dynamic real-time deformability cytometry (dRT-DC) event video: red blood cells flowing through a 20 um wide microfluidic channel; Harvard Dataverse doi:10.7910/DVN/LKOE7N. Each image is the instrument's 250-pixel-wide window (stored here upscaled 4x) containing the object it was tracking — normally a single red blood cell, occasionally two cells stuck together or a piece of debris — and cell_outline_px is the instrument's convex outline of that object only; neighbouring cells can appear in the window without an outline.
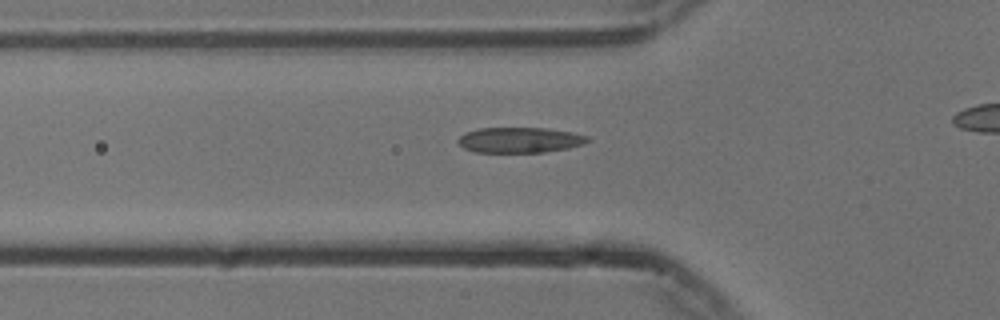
{"species": "common noctule bat (a hibernating species)", "species_latin": "Nyctalus noctula", "temperature_condition": "cold", "stored_images_in_passage": 40, "camera_frame_rate_fps": 3000, "um_per_image_px": 0.085, "animal": {"sex": "male", "body_mass_g": 13.3}, "frame": {"image": 1, "passage_image": 14, "time_ms": 4.333, "image_size_px": [1000, 320], "cell_outline_px": [[588, 140], [584, 144], [568, 148], [544, 152], [476, 152], [464, 148], [456, 140], [464, 132], [480, 128], [548, 128], [572, 132], [588, 136]], "centroid_in_image_um": [44.17, 11.89], "position_along_channel_um": 81.6, "area_um2": 19.19}}
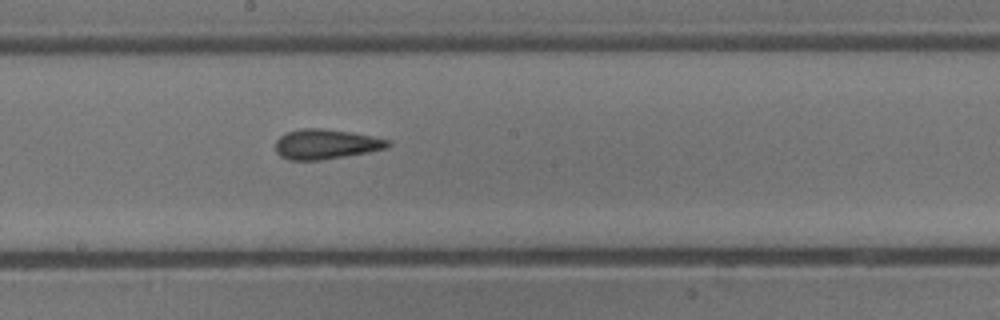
{"frame": {"image": 2, "passage_image": 25, "time_ms": 8.0, "image_size_px": [1000, 320], "cell_outline_px": [[392, 144], [388, 148], [368, 152], [320, 160], [288, 160], [280, 156], [276, 152], [276, 140], [280, 136], [288, 132], [304, 128], [320, 128], [352, 132], [392, 140]], "centroid_in_image_um": [27.73, 12.25], "position_along_channel_um": 220.5, "area_um2": 19.65}}
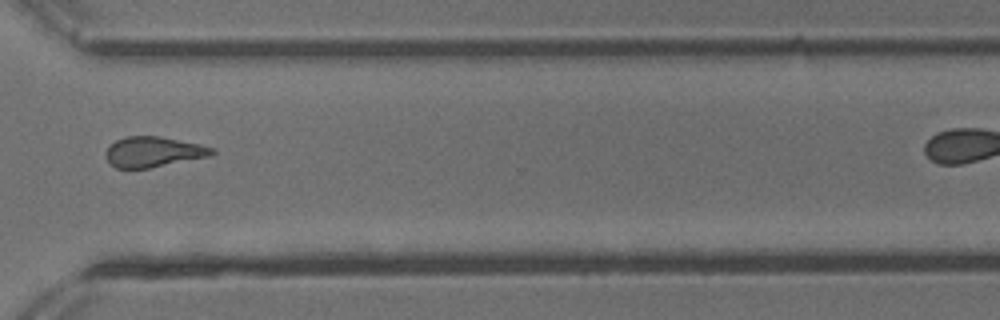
{"frame": {"image": 3, "passage_image": 36, "time_ms": 11.667, "image_size_px": [1000, 320], "cell_outline_px": [[216, 152], [208, 156], [148, 168], [116, 168], [104, 156], [108, 148], [116, 140], [124, 136], [160, 136], [200, 144], [212, 148]], "centroid_in_image_um": [13.01, 12.89], "position_along_channel_um": 357.6, "area_um2": 18.5}}